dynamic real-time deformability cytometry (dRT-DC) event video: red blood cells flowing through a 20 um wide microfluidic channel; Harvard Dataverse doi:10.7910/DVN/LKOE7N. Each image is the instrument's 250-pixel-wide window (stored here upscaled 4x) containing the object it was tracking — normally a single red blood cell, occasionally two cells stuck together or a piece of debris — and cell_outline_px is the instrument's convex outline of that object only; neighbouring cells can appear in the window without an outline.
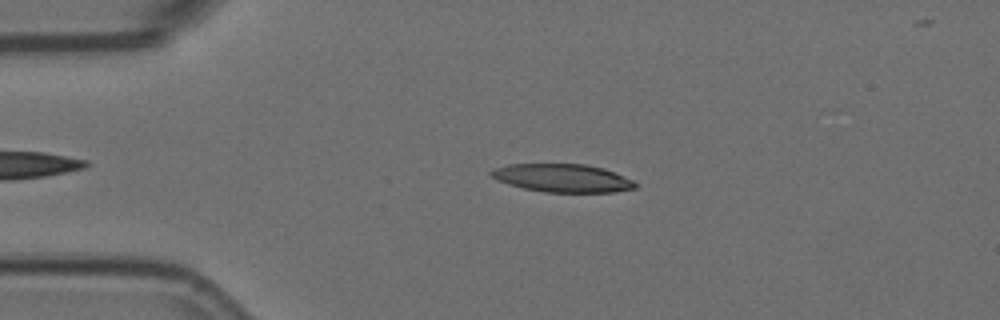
{"species": "Egyptian fruit bat (a non-hibernating species)", "species_latin": "Rousettus aegyptiacus", "temperature_condition": "room temperature", "stored_images_in_passage": 4, "camera_frame_rate_fps": 3000, "um_per_image_px": 0.085, "animal": {"sex": "female"}, "frame": {"image": 1, "passage_image": 3, "time_ms": 0.667, "image_size_px": [1000, 320], "cell_outline_px": [[636, 188], [612, 192], [544, 192], [524, 188], [508, 184], [492, 176], [488, 172], [492, 168], [508, 164], [584, 164], [604, 168], [632, 180], [636, 184]], "centroid_in_image_um": [47.79, 15.13], "position_along_channel_um": 37.2, "area_um2": 23.47}}